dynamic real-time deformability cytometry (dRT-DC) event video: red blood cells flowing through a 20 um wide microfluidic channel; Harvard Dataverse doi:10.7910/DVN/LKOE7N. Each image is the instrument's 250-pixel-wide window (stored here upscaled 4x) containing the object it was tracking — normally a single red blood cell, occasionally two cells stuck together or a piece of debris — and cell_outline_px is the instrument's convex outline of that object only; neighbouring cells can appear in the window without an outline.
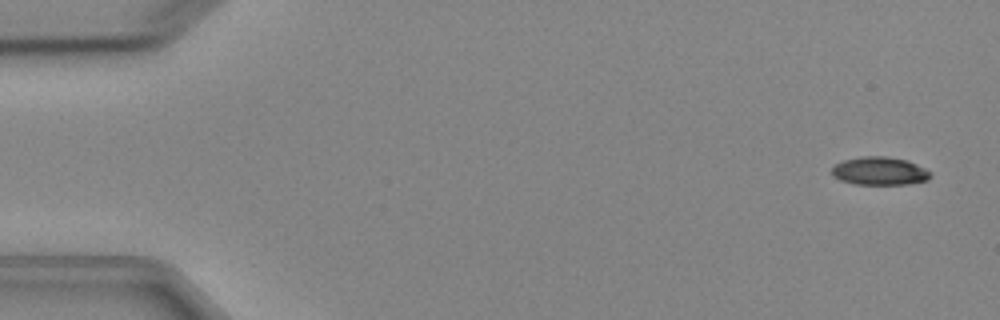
{"species": "Egyptian fruit bat (a non-hibernating species)", "species_latin": "Rousettus aegyptiacus", "temperature_condition": "cold", "stored_images_in_passage": 6, "camera_frame_rate_fps": 3000, "um_per_image_px": 0.085, "animal": {"sex": "female"}, "frame": {"image": 1, "passage_image": 1, "time_ms": 0.0, "image_size_px": [1000, 320], "cell_outline_px": [[932, 176], [928, 180], [908, 184], [856, 184], [840, 180], [832, 176], [832, 168], [836, 164], [844, 160], [860, 156], [888, 156], [908, 160], [932, 172]], "centroid_in_image_um": [74.79, 14.53], "position_along_channel_um": 10.2, "area_um2": 16.3}}